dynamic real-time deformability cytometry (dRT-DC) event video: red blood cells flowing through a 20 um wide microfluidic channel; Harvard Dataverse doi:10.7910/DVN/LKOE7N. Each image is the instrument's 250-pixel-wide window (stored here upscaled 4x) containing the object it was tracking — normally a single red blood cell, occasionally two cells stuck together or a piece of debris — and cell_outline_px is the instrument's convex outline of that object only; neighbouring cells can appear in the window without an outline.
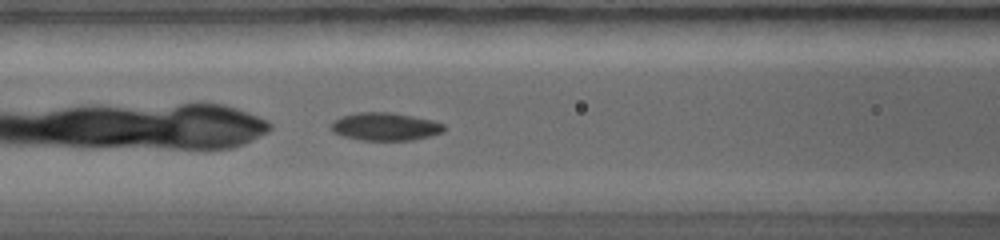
{"species": "common noctule bat (a hibernating species)", "species_latin": "Nyctalus noctula", "temperature_condition": "warm", "stored_images_in_passage": 25, "camera_frame_rate_fps": 5000, "um_per_image_px": 0.085, "animal": {"sex": "female", "body_mass_g": 19.0, "forearm_length_mm": 56.7}, "frame": {"image": 1, "passage_image": 6, "time_ms": 1.6, "image_size_px": [1000, 240], "cell_outline_px": [[444, 132], [412, 140], [360, 140], [344, 136], [332, 132], [328, 128], [332, 120], [340, 116], [356, 112], [392, 112], [432, 120], [444, 124]], "centroid_in_image_um": [32.67, 10.75], "position_along_channel_um": 133.9, "area_um2": 18.55}}
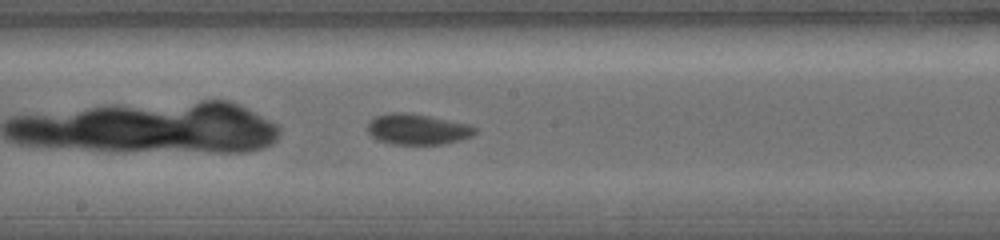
{"frame": {"image": 2, "passage_image": 12, "time_ms": 3.2, "image_size_px": [1000, 240], "cell_outline_px": [[476, 132], [472, 136], [460, 140], [444, 144], [396, 144], [380, 140], [372, 136], [368, 132], [368, 120], [376, 116], [392, 112], [404, 112], [428, 116], [468, 124], [476, 128]], "centroid_in_image_um": [35.48, 10.98], "position_along_channel_um": 212.7, "area_um2": 19.02}}
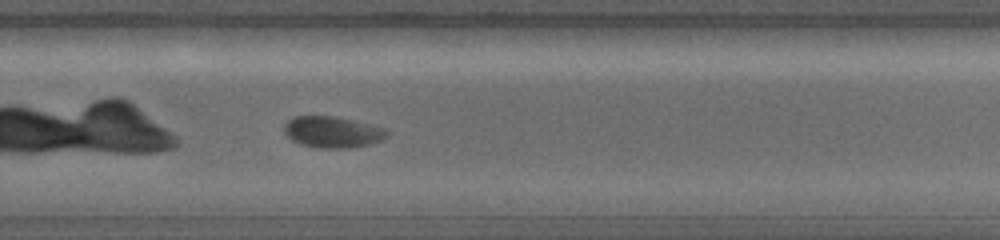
{"frame": {"image": 3, "passage_image": 18, "time_ms": 5.0, "image_size_px": [1000, 240], "cell_outline_px": [[388, 136], [380, 140], [368, 144], [344, 148], [320, 148], [300, 144], [292, 140], [284, 132], [284, 124], [292, 116], [336, 116], [388, 128]], "centroid_in_image_um": [28.26, 11.2], "position_along_channel_um": 301.5, "area_um2": 18.79}}